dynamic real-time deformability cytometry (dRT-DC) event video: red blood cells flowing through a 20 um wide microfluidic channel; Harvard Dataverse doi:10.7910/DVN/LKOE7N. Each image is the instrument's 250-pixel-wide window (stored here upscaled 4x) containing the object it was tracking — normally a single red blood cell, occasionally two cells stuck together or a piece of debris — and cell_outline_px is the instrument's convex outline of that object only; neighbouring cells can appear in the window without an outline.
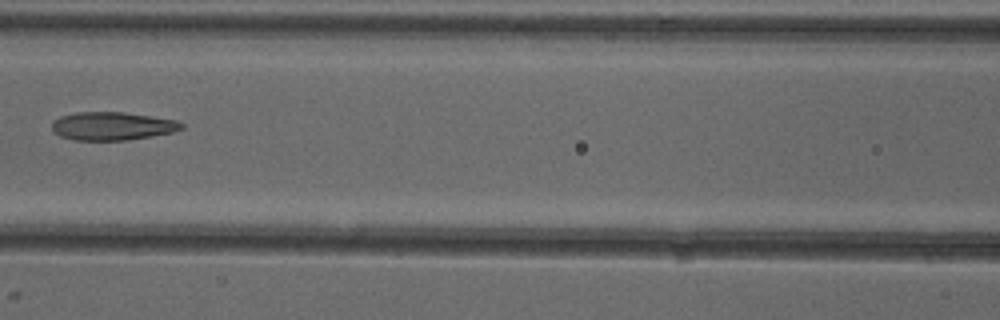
{"species": "common noctule bat (a hibernating species)", "species_latin": "Nyctalus noctula", "temperature_condition": "cold", "stored_images_in_passage": 7, "camera_frame_rate_fps": 3000, "um_per_image_px": 0.085, "animal": {"sex": "female"}, "frame": {"image": 1, "passage_image": 7, "time_ms": 7.0, "image_size_px": [1000, 320], "cell_outline_px": [[184, 128], [172, 132], [152, 136], [128, 140], [72, 140], [60, 136], [52, 128], [52, 120], [60, 116], [76, 112], [124, 112], [176, 120], [184, 124]], "centroid_in_image_um": [9.53, 10.71], "position_along_channel_um": 157.1, "area_um2": 21.33}}